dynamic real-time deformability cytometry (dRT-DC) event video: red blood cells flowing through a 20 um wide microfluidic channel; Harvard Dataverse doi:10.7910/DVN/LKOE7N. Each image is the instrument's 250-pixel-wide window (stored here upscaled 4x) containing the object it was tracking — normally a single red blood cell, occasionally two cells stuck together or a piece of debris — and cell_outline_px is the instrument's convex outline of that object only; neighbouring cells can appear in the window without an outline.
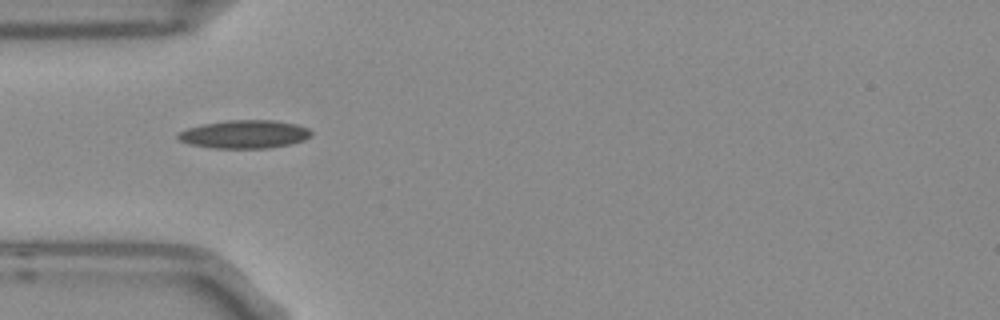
{"species": "Egyptian fruit bat (a non-hibernating species)", "species_latin": "Rousettus aegyptiacus", "temperature_condition": "room temperature", "stored_images_in_passage": 6, "camera_frame_rate_fps": 3000, "um_per_image_px": 0.085, "frame": {"image": 1, "passage_image": 1, "time_ms": 0.0, "image_size_px": [1000, 320], "cell_outline_px": [[312, 136], [304, 140], [288, 144], [268, 148], [212, 148], [188, 144], [180, 140], [176, 136], [180, 132], [188, 128], [200, 124], [228, 120], [272, 120], [296, 124], [308, 128], [312, 132]], "centroid_in_image_um": [20.78, 11.41], "position_along_channel_um": 64.2, "area_um2": 21.91}}
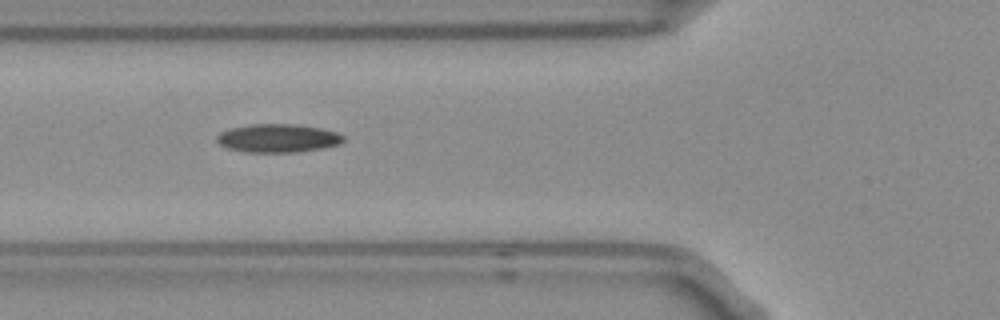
{"frame": {"image": 2, "passage_image": 2, "time_ms": 0.333, "image_size_px": [1000, 320], "cell_outline_px": [[344, 140], [340, 144], [324, 148], [292, 152], [244, 152], [228, 148], [220, 144], [216, 140], [216, 136], [220, 132], [228, 128], [248, 124], [296, 124], [320, 128], [336, 132], [344, 136]], "centroid_in_image_um": [23.59, 11.74], "position_along_channel_um": 102.2, "area_um2": 21.04}}
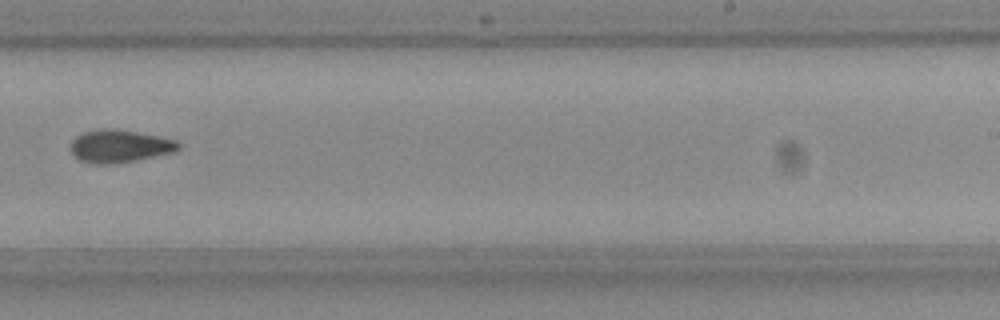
{"frame": {"image": 3, "passage_image": 6, "time_ms": 1.667, "image_size_px": [1000, 320], "cell_outline_px": [[180, 148], [176, 152], [136, 160], [112, 164], [96, 164], [80, 160], [72, 152], [72, 140], [80, 132], [96, 128], [112, 128], [136, 132], [176, 140], [180, 144]], "centroid_in_image_um": [10.16, 12.41], "position_along_channel_um": 278.8, "area_um2": 20.58}}